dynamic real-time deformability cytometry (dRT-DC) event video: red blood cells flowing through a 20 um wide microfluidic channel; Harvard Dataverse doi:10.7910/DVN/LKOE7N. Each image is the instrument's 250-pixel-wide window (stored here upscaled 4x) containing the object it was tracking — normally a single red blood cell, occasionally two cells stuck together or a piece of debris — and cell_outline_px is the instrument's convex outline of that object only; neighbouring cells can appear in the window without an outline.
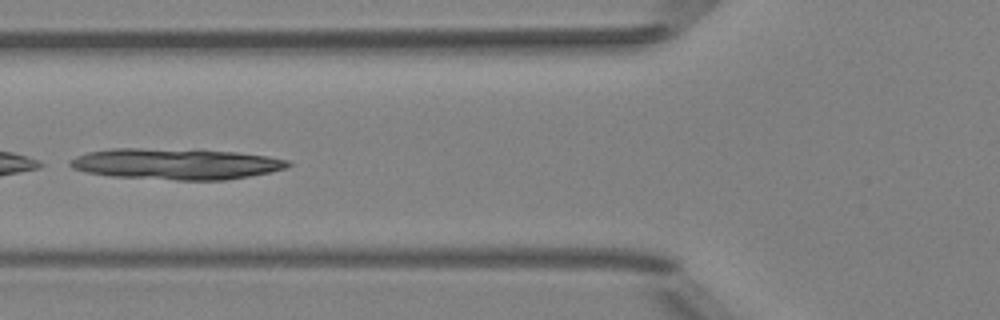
{"species": "Egyptian fruit bat (a non-hibernating species)", "species_latin": "Rousettus aegyptiacus", "temperature_condition": "room temperature", "stored_images_in_passage": 49, "camera_frame_rate_fps": 3000, "um_per_image_px": 0.085, "animal": {"sex": "female"}, "frame": {"image": 1, "passage_image": 19, "time_ms": 6.0, "image_size_px": [1000, 320], "cell_outline_px": [[292, 164], [284, 168], [272, 172], [224, 180], [176, 180], [112, 176], [84, 172], [72, 168], [68, 164], [68, 160], [76, 156], [88, 152], [112, 148], [140, 148], [236, 152], [268, 156], [288, 160]], "centroid_in_image_um": [14.91, 13.94], "position_along_channel_um": 110.9, "area_um2": 39.25}}
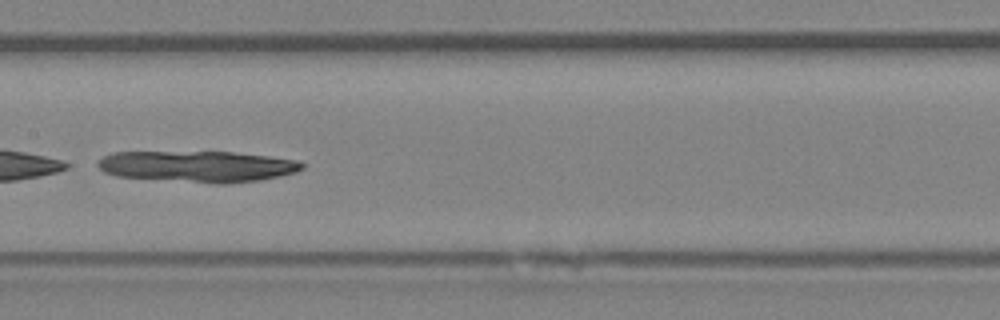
{"frame": {"image": 2, "passage_image": 25, "time_ms": 8.0, "image_size_px": [1000, 320], "cell_outline_px": [[304, 168], [296, 172], [280, 176], [260, 180], [228, 184], [216, 184], [116, 176], [104, 172], [96, 164], [104, 156], [112, 152], [232, 152], [268, 156], [296, 160], [304, 164]], "centroid_in_image_um": [16.81, 14.15], "position_along_channel_um": 190.6, "area_um2": 37.22}}
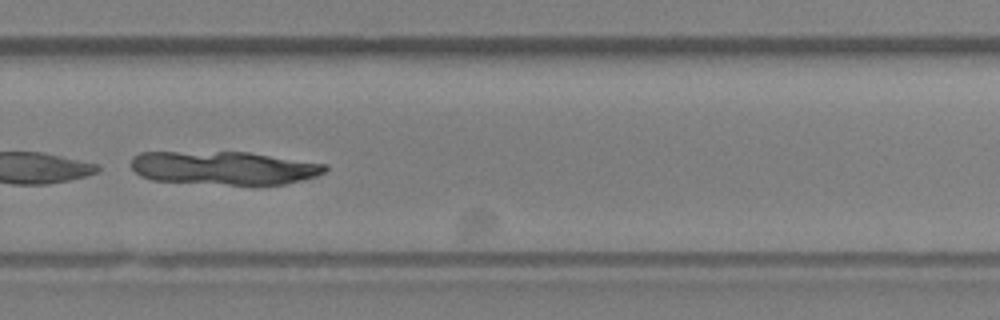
{"frame": {"image": 3, "passage_image": 34, "time_ms": 11.0, "image_size_px": [1000, 320], "cell_outline_px": [[328, 168], [324, 172], [316, 176], [284, 184], [228, 184], [152, 180], [140, 176], [132, 168], [132, 156], [140, 152], [248, 152], [328, 164]], "centroid_in_image_um": [19.03, 14.26], "position_along_channel_um": 310.8, "area_um2": 37.51}}